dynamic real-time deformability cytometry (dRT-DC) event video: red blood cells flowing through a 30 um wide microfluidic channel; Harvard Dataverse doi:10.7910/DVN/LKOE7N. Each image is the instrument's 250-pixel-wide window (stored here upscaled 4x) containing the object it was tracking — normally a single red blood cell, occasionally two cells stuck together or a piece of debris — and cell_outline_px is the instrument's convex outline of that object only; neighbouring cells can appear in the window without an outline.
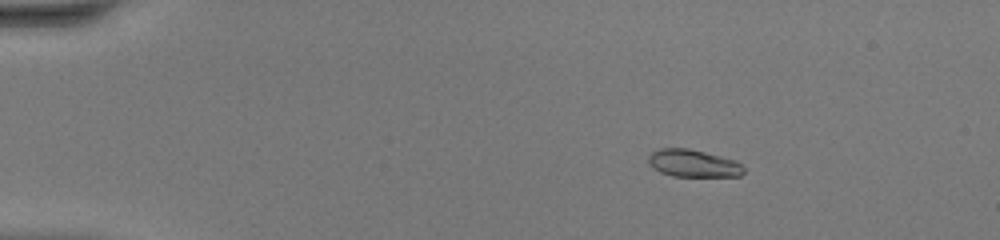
{"species": "common noctule bat (a hibernating species)", "species_latin": "Nyctalus noctula", "temperature_condition": "warm", "stored_images_in_passage": 48, "camera_frame_rate_fps": 3000, "um_per_image_px": 0.085, "animal": {"sex": "female", "body_mass_g": 20.0, "forearm_length_mm": 54.0}, "frame": {"image": 1, "passage_image": 9, "time_ms": 2.667, "image_size_px": [1000, 240], "cell_outline_px": [[744, 172], [740, 176], [672, 176], [660, 172], [652, 168], [648, 164], [648, 156], [652, 152], [660, 148], [688, 148], [736, 160], [744, 168]], "centroid_in_image_um": [58.89, 13.88], "position_along_channel_um": 26.1, "area_um2": 15.26}}
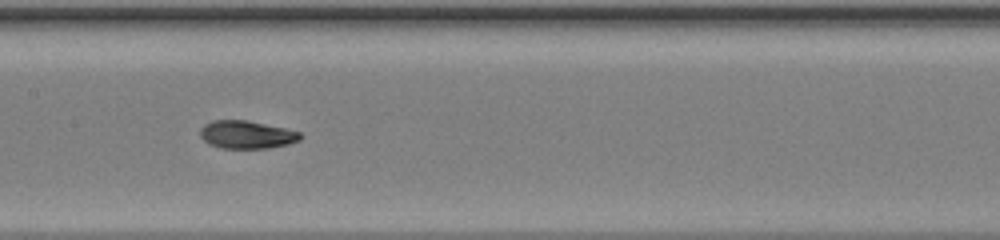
{"frame": {"image": 2, "passage_image": 26, "time_ms": 8.333, "image_size_px": [1000, 240], "cell_outline_px": [[304, 136], [300, 140], [288, 144], [268, 148], [220, 148], [208, 144], [200, 136], [200, 128], [204, 124], [212, 120], [248, 120], [284, 128], [300, 132]], "centroid_in_image_um": [20.96, 11.44], "position_along_channel_um": 186.4, "area_um2": 16.42}}
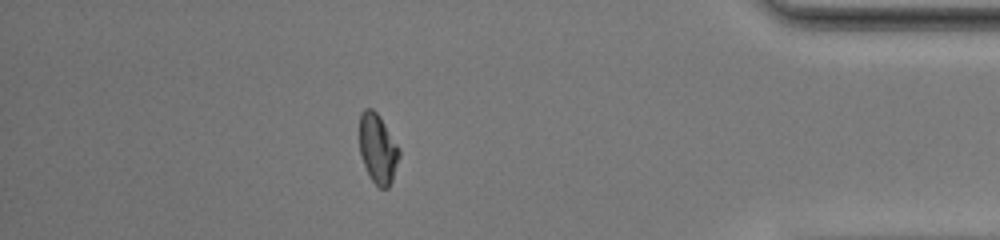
{"frame": {"image": 3, "passage_image": 43, "time_ms": 14.0, "image_size_px": [1000, 240], "cell_outline_px": [[400, 156], [392, 180], [388, 188], [380, 188], [372, 180], [364, 164], [360, 152], [360, 112], [364, 108], [372, 108], [380, 116], [400, 148]], "centroid_in_image_um": [32.13, 12.61], "position_along_channel_um": 403.1, "area_um2": 16.07}, "authors_computed_cell_mechanics": {"area_um2": 16.2707, "velocity_mm_per_s": 4.4398, "shape_relaxation_time_tau1_ms": 4.4139, "shape_relaxation_time_tau2_ms": null, "deformation_change_tau1": 0.2136, "deformation_change_tau2": null}}